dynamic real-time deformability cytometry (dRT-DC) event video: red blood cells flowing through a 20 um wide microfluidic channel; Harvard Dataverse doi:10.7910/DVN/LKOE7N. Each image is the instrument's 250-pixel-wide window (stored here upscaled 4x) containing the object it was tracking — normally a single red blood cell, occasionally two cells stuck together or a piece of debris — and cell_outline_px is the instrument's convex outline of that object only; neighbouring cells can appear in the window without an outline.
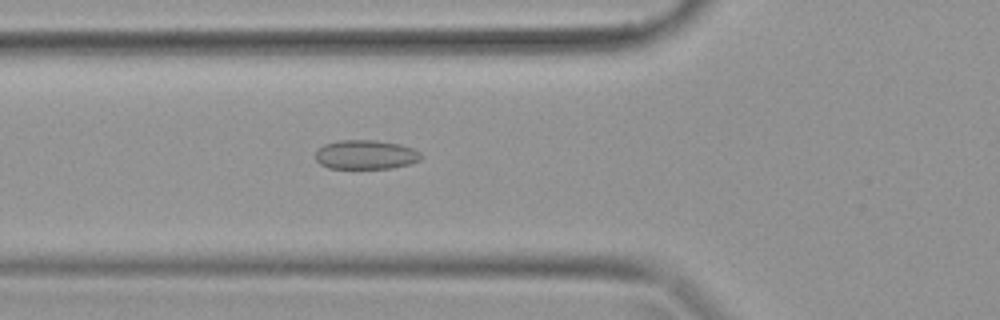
{"species": "common noctule bat (a hibernating species)", "species_latin": "Nyctalus noctula", "temperature_condition": "warm", "stored_images_in_passage": 39, "camera_frame_rate_fps": 3000, "um_per_image_px": 0.085, "animal": {"sex": "female", "body_mass_g": 19.9}, "frame": {"image": 1, "passage_image": 14, "time_ms": 4.333, "image_size_px": [1000, 320], "cell_outline_px": [[420, 160], [408, 164], [392, 168], [328, 168], [320, 164], [316, 160], [316, 152], [324, 144], [336, 140], [376, 140], [400, 144], [412, 148], [420, 152]], "centroid_in_image_um": [31.07, 13.14], "position_along_channel_um": 94.7, "area_um2": 17.92}}
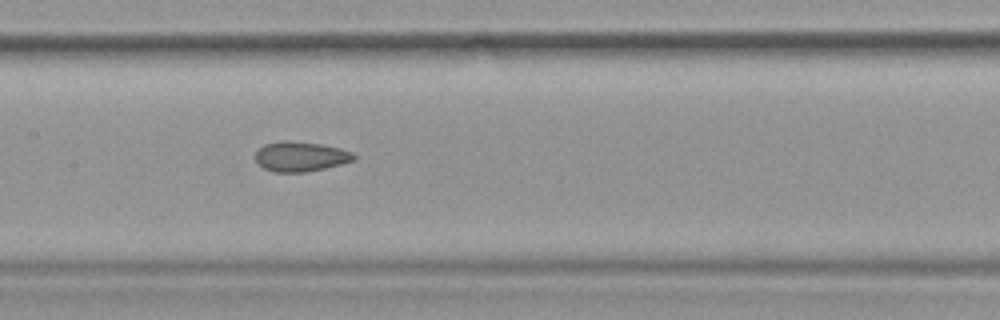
{"frame": {"image": 2, "passage_image": 19, "time_ms": 6.0, "image_size_px": [1000, 320], "cell_outline_px": [[356, 160], [324, 168], [304, 172], [276, 172], [264, 168], [256, 160], [256, 152], [264, 144], [280, 140], [288, 140], [324, 144], [340, 148], [352, 152], [356, 156]], "centroid_in_image_um": [25.57, 13.28], "position_along_channel_um": 181.8, "area_um2": 17.17}}
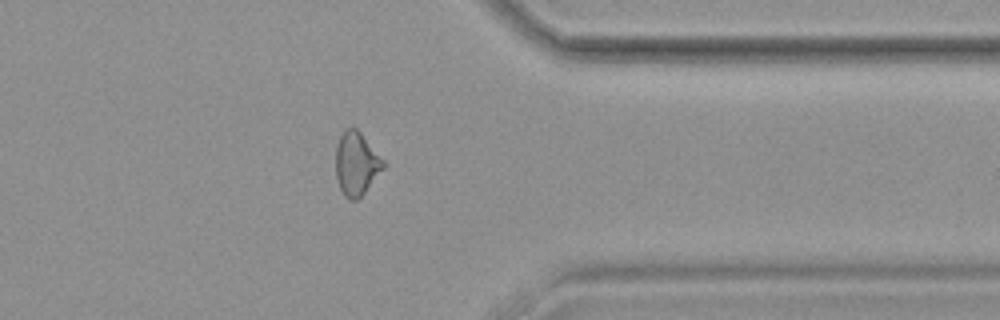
{"frame": {"image": 3, "passage_image": 31, "time_ms": 10.0, "image_size_px": [1000, 320], "cell_outline_px": [[384, 168], [364, 192], [356, 200], [352, 200], [344, 196], [340, 188], [336, 176], [336, 144], [344, 128], [356, 128], [360, 132], [384, 160]], "centroid_in_image_um": [30.27, 13.89], "position_along_channel_um": 381.1, "area_um2": 17.34}}